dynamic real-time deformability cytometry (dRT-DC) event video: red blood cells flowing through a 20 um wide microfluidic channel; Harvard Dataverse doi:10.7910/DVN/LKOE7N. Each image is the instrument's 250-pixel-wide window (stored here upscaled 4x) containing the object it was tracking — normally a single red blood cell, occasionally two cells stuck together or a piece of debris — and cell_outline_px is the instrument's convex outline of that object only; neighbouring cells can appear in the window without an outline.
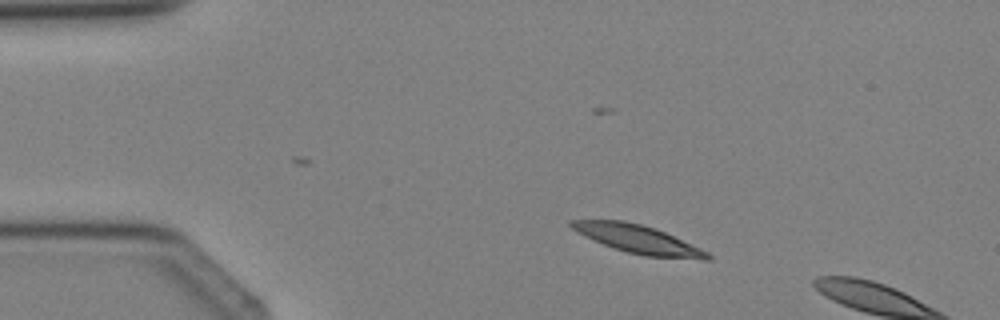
{"species": "Egyptian fruit bat (a non-hibernating species)", "species_latin": "Rousettus aegyptiacus", "temperature_condition": "cold", "stored_images_in_passage": 3, "camera_frame_rate_fps": 3000, "um_per_image_px": 0.085, "animal": {"sex": "female"}, "frame": {"image": 1, "passage_image": 2, "time_ms": 1.333, "image_size_px": [1000, 320], "cell_outline_px": [[712, 260], [704, 260], [644, 256], [612, 248], [584, 236], [576, 232], [568, 224], [568, 220], [624, 220], [656, 228], [700, 248], [708, 252], [712, 256]], "centroid_in_image_um": [54.23, 20.34], "position_along_channel_um": 30.8, "area_um2": 22.54}}